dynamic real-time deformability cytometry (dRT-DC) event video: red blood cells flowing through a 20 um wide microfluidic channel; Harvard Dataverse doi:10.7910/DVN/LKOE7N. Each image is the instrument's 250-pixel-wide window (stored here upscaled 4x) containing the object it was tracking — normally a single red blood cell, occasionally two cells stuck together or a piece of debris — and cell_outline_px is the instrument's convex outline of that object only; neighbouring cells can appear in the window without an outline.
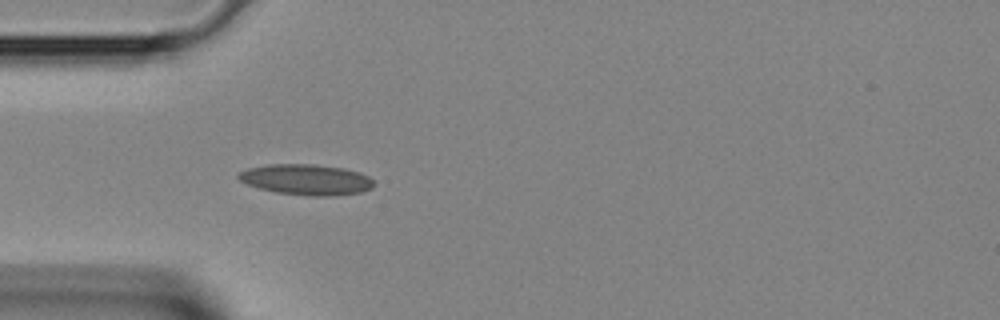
{"species": "Egyptian fruit bat (a non-hibernating species)", "species_latin": "Rousettus aegyptiacus", "temperature_condition": "room temperature", "stored_images_in_passage": 4, "camera_frame_rate_fps": 3000, "um_per_image_px": 0.085, "animal": {"sex": "female"}, "frame": {"image": 1, "passage_image": 4, "time_ms": 1.0, "image_size_px": [1000, 320], "cell_outline_px": [[372, 188], [360, 192], [332, 196], [308, 196], [276, 192], [260, 188], [248, 184], [240, 180], [236, 176], [236, 172], [248, 168], [268, 164], [316, 164], [344, 168], [360, 172], [368, 176], [372, 180]], "centroid_in_image_um": [26.01, 15.25], "position_along_channel_um": 59.0, "area_um2": 24.28}}